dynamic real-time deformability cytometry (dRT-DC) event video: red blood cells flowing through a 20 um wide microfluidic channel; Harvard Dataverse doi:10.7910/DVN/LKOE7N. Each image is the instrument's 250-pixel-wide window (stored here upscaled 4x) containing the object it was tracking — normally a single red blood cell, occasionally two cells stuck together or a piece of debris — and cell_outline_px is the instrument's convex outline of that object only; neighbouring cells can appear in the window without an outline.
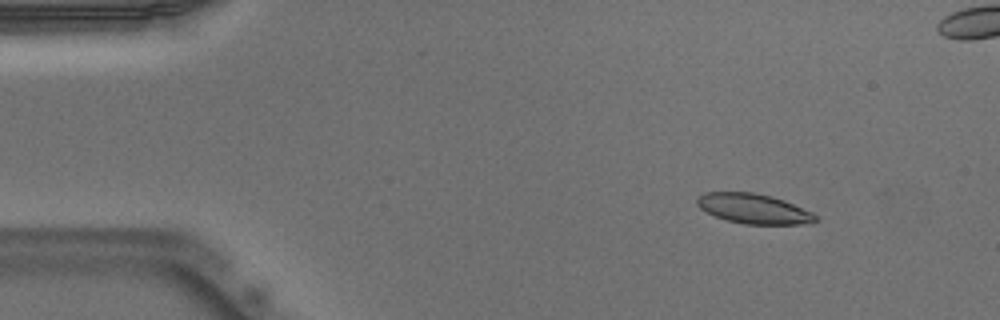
{"species": "Egyptian fruit bat (a non-hibernating species)", "species_latin": "Rousettus aegyptiacus", "temperature_condition": "warm", "stored_images_in_passage": 53, "camera_frame_rate_fps": 3000, "um_per_image_px": 0.085, "animal": {"sex": "male"}, "frame": {"image": 1, "passage_image": 7, "time_ms": 2.0, "image_size_px": [1000, 320], "cell_outline_px": [[820, 220], [812, 224], [744, 224], [728, 220], [716, 216], [700, 208], [696, 204], [696, 200], [704, 192], [752, 192], [772, 196], [784, 200], [812, 212]], "centroid_in_image_um": [64.1, 17.74], "position_along_channel_um": 20.9, "area_um2": 20.63}}
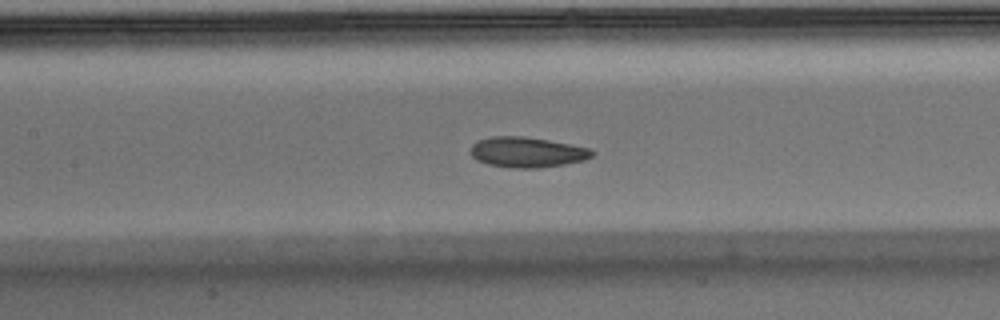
{"frame": {"image": 2, "passage_image": 24, "time_ms": 7.667, "image_size_px": [1000, 320], "cell_outline_px": [[596, 152], [592, 156], [584, 160], [564, 164], [536, 168], [512, 168], [488, 164], [476, 160], [472, 156], [472, 144], [480, 140], [492, 136], [524, 136], [548, 140], [592, 148]], "centroid_in_image_um": [44.83, 12.93], "position_along_channel_um": 162.6, "area_um2": 21.44}}
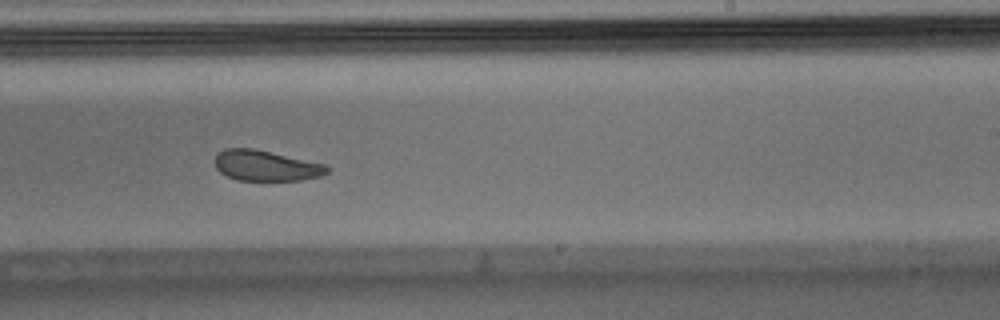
{"frame": {"image": 3, "passage_image": 32, "time_ms": 10.333, "image_size_px": [1000, 320], "cell_outline_px": [[328, 172], [320, 176], [300, 180], [236, 180], [220, 172], [216, 168], [216, 156], [224, 148], [252, 148], [324, 164], [328, 168]], "centroid_in_image_um": [22.58, 14.08], "position_along_channel_um": 266.4, "area_um2": 19.59}, "authors_computed_cell_mechanics": {"area_um2": 21.5594, "velocity_mm_per_s": 3.9044, "shape_relaxation_time_tau1_ms": 3.6728, "shape_relaxation_time_tau2_ms": 1.418, "deformation_change_tau1": 0.1059, "deformation_change_tau2": 0.0598}}